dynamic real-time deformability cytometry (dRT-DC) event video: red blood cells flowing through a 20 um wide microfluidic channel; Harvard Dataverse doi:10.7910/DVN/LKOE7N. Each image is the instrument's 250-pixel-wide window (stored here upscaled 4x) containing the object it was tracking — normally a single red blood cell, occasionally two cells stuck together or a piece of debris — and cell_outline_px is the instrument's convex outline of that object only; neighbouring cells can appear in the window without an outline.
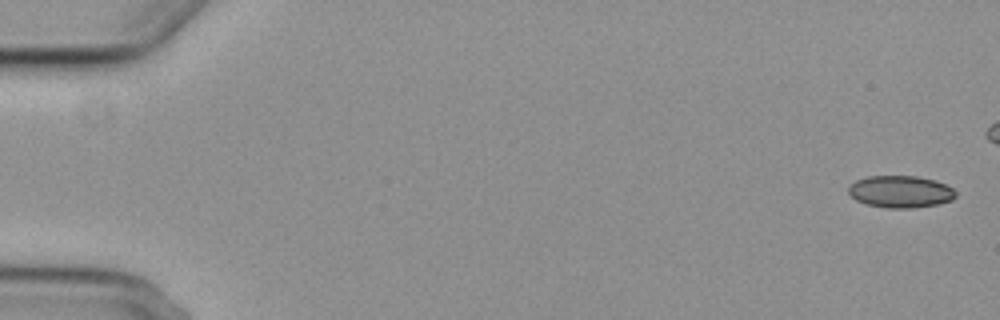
{"species": "common noctule bat (a hibernating species)", "species_latin": "Nyctalus noctula", "temperature_condition": "cold", "stored_images_in_passage": 7, "camera_frame_rate_fps": 3000, "um_per_image_px": 0.085, "animal": {"sex": "female", "body_mass_g": 29.2, "forearm_length_mm": 56.3}, "frame": {"image": 1, "passage_image": 1, "time_ms": 0.0, "image_size_px": [1000, 320], "cell_outline_px": [[956, 196], [952, 200], [936, 204], [912, 208], [888, 208], [868, 204], [856, 200], [848, 192], [848, 184], [856, 180], [868, 176], [916, 176], [936, 180], [952, 188], [956, 192]], "centroid_in_image_um": [76.53, 16.28], "position_along_channel_um": 8.5, "area_um2": 20.0}}
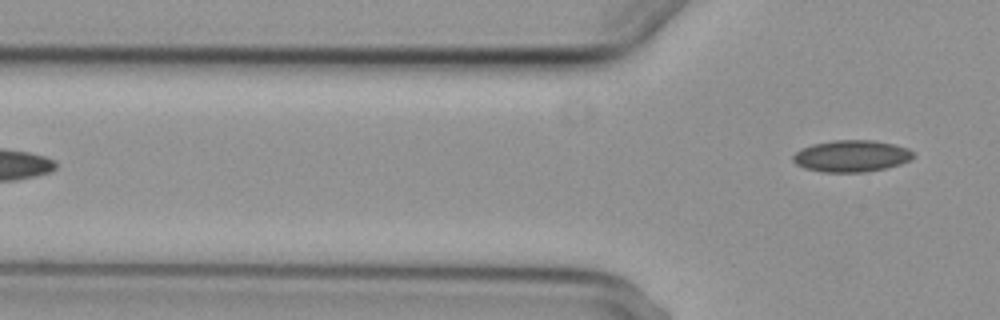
{"frame": {"image": 2, "passage_image": 7, "time_ms": 7.333, "image_size_px": [1000, 320], "cell_outline_px": [[912, 160], [900, 164], [884, 168], [864, 172], [820, 172], [804, 168], [796, 164], [792, 160], [792, 156], [800, 148], [812, 144], [832, 140], [872, 140], [896, 144], [908, 148], [912, 152]], "centroid_in_image_um": [72.34, 13.26], "position_along_channel_um": 53.5, "area_um2": 22.37}}